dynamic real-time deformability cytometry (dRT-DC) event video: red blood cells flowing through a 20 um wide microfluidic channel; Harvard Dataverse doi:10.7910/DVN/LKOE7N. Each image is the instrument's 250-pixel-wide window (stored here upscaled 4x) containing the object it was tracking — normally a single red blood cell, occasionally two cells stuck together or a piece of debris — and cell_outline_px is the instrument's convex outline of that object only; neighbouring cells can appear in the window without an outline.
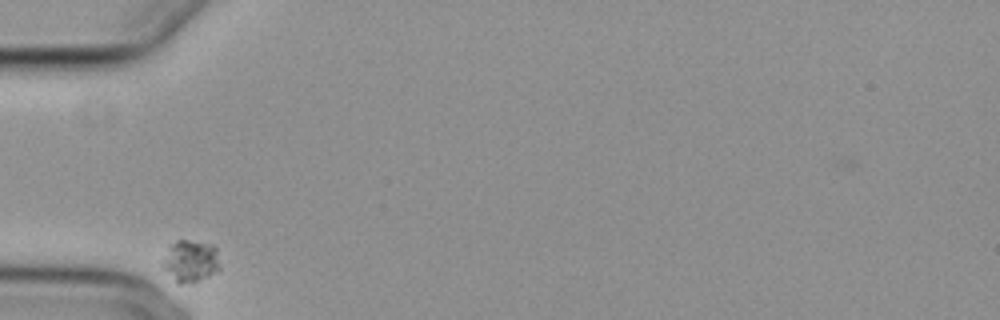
{"species": "common noctule bat (a hibernating species)", "species_latin": "Nyctalus noctula", "temperature_condition": "cold", "stored_images_in_passage": 34, "camera_frame_rate_fps": 3000, "um_per_image_px": 0.085, "animal": {"sex": "female", "body_mass_g": 29.2, "forearm_length_mm": 56.3}, "frame": {"image": 1, "passage_image": 1, "time_ms": 0.0, "image_size_px": [1000, 320], "cell_outline_px": [[220, 272], [192, 284], [176, 284], [160, 264], [168, 244], [176, 240], [188, 240], [212, 244], [216, 248], [220, 268]], "centroid_in_image_um": [16.17, 22.22], "position_along_channel_um": 68.8, "area_um2": 14.74}}
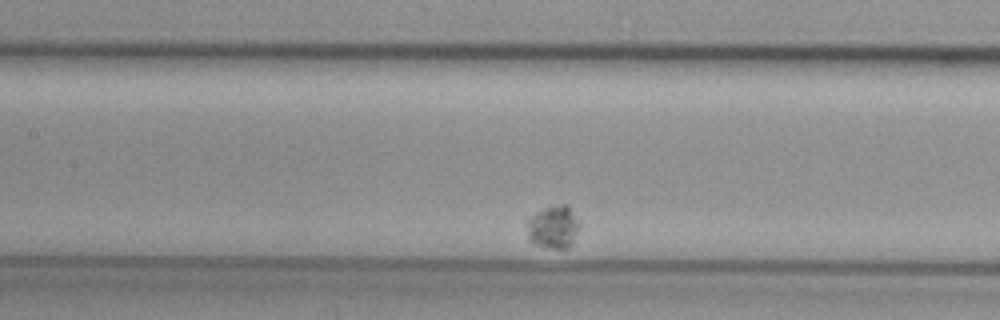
{"frame": {"image": 2, "passage_image": 11, "time_ms": 3.333, "image_size_px": [1000, 320], "cell_outline_px": [[580, 228], [572, 244], [568, 248], [552, 248], [536, 244], [528, 240], [524, 220], [536, 212], [560, 204], [568, 204], [580, 224]], "centroid_in_image_um": [47.0, 19.3], "position_along_channel_um": 160.4, "area_um2": 13.35}}
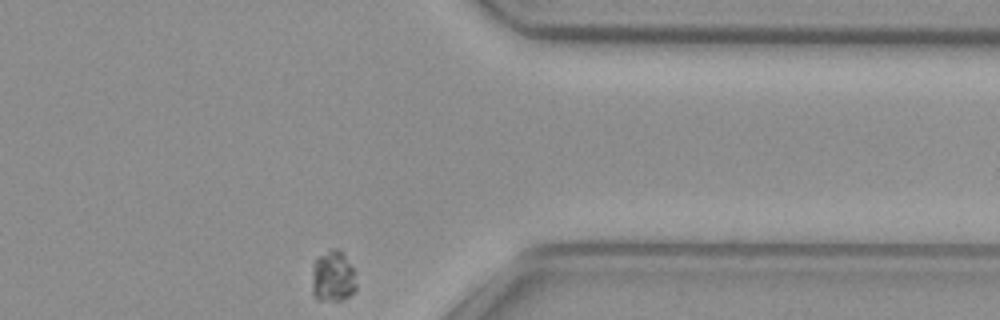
{"frame": {"image": 3, "passage_image": 34, "time_ms": 11.0, "image_size_px": [1000, 320], "cell_outline_px": [[356, 288], [348, 296], [340, 300], [316, 300], [312, 292], [312, 272], [316, 256], [328, 248], [340, 248], [356, 272]], "centroid_in_image_um": [28.29, 23.45], "position_along_channel_um": 383.1, "area_um2": 13.64}}